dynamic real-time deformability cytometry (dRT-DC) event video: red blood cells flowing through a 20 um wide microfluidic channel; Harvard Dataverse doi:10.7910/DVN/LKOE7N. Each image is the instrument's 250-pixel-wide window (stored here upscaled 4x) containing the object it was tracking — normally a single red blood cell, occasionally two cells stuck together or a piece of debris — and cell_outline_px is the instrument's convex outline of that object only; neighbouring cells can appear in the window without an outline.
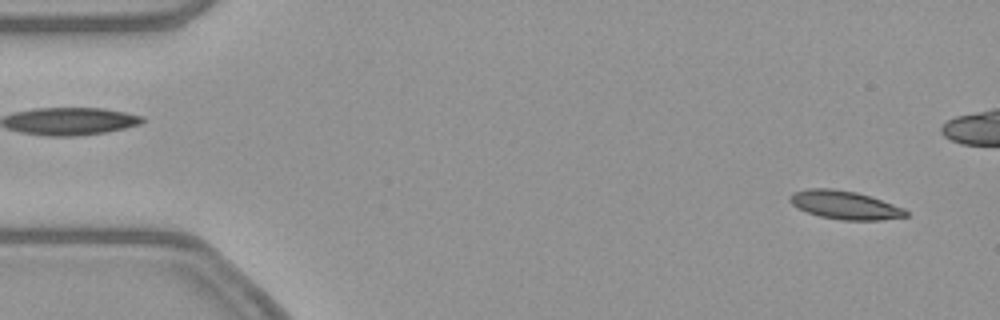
{"species": "common noctule bat (a hibernating species)", "species_latin": "Nyctalus noctula", "temperature_condition": "warm", "stored_images_in_passage": 54, "camera_frame_rate_fps": 3000, "um_per_image_px": 0.085, "animal": {"sex": "female", "body_mass_g": 21.9}, "frame": {"image": 1, "passage_image": 3, "time_ms": 0.667, "image_size_px": [1000, 320], "cell_outline_px": [[908, 216], [880, 220], [840, 220], [820, 216], [808, 212], [792, 204], [788, 200], [788, 196], [792, 192], [808, 188], [832, 188], [856, 192], [904, 208], [908, 212]], "centroid_in_image_um": [71.77, 17.42], "position_along_channel_um": 13.2, "area_um2": 19.07}}
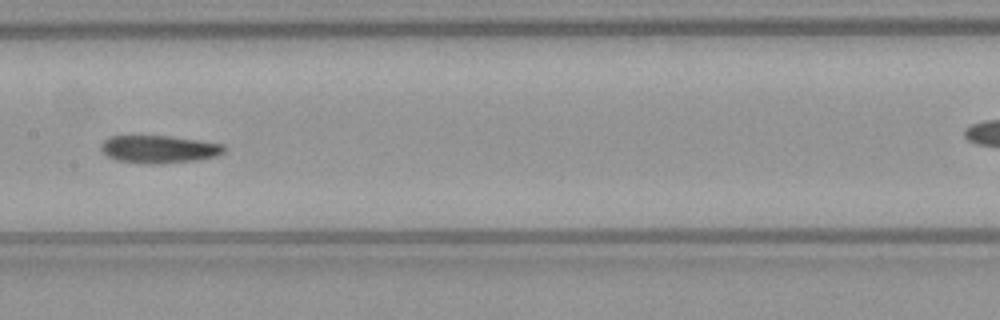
{"frame": {"image": 2, "passage_image": 26, "time_ms": 8.333, "image_size_px": [1000, 320], "cell_outline_px": [[228, 148], [224, 152], [216, 156], [196, 160], [160, 164], [148, 164], [116, 160], [108, 156], [100, 148], [100, 144], [108, 136], [172, 136], [224, 144]], "centroid_in_image_um": [13.53, 12.68], "position_along_channel_um": 193.9, "area_um2": 20.0}}
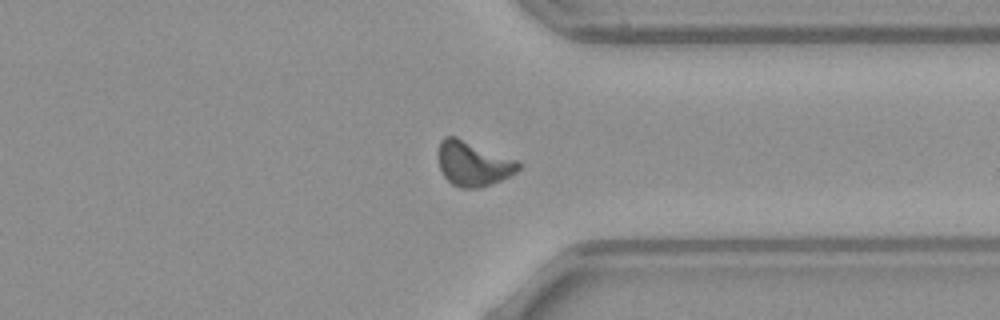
{"frame": {"image": 3, "passage_image": 40, "time_ms": 13.0, "image_size_px": [1000, 320], "cell_outline_px": [[520, 168], [516, 172], [500, 180], [480, 188], [460, 188], [452, 184], [440, 172], [436, 152], [440, 140], [444, 136], [456, 136], [520, 160]], "centroid_in_image_um": [40.19, 13.88], "position_along_channel_um": 371.2, "area_um2": 21.44}}